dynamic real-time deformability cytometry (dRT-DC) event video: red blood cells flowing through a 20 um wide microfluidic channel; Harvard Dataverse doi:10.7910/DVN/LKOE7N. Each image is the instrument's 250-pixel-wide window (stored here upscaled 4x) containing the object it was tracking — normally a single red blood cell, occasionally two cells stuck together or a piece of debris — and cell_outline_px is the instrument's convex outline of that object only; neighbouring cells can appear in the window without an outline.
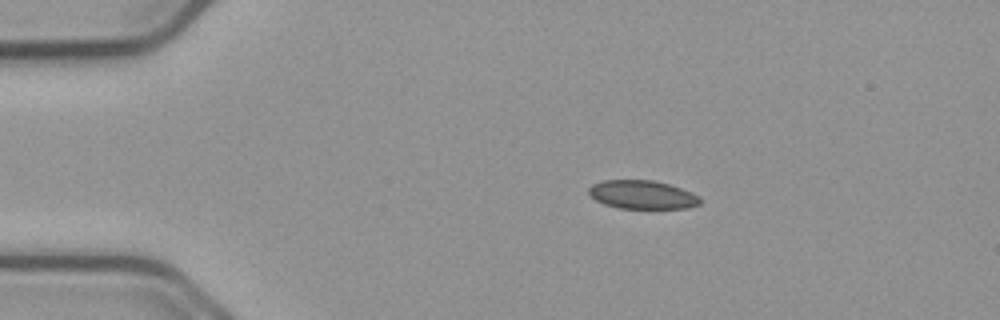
{"species": "common noctule bat (a hibernating species)", "species_latin": "Nyctalus noctula", "temperature_condition": "cold", "stored_images_in_passage": 55, "camera_frame_rate_fps": 3000, "um_per_image_px": 0.085, "animal": {"sex": "male", "body_mass_g": 23.1, "forearm_length_mm": 52.7}, "frame": {"image": 1, "passage_image": 10, "time_ms": 3.0, "image_size_px": [1000, 320], "cell_outline_px": [[700, 204], [688, 208], [620, 208], [604, 204], [596, 200], [588, 192], [588, 188], [592, 184], [604, 180], [652, 180], [668, 184], [692, 192], [700, 196]], "centroid_in_image_um": [54.6, 16.54], "position_along_channel_um": 30.4, "area_um2": 18.44}}
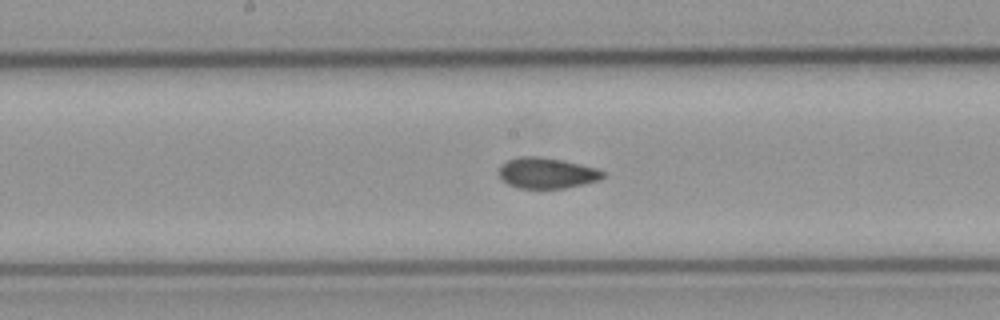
{"frame": {"image": 2, "passage_image": 28, "time_ms": 9.0, "image_size_px": [1000, 320], "cell_outline_px": [[604, 176], [600, 180], [584, 184], [564, 188], [520, 188], [508, 184], [500, 176], [500, 164], [508, 160], [520, 156], [540, 156], [560, 160], [596, 168], [604, 172]], "centroid_in_image_um": [46.47, 14.71], "position_along_channel_um": 201.7, "area_um2": 18.44}}
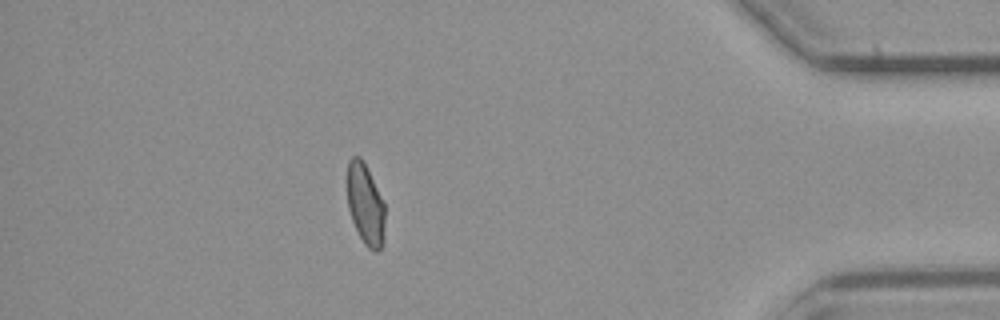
{"frame": {"image": 3, "passage_image": 48, "time_ms": 15.667, "image_size_px": [1000, 320], "cell_outline_px": [[384, 244], [376, 252], [368, 248], [364, 244], [352, 220], [348, 208], [348, 160], [352, 156], [360, 156], [384, 204]], "centroid_in_image_um": [31.06, 17.42], "position_along_channel_um": 404.1, "area_um2": 17.4}, "authors_computed_cell_mechanics": {"area_um2": 18.7272, "velocity_mm_per_s": 3.7479, "shape_relaxation_time_tau1_ms": null, "shape_relaxation_time_tau2_ms": 1.6283, "deformation_change_tau1": null, "deformation_change_tau2": 0.0472}}